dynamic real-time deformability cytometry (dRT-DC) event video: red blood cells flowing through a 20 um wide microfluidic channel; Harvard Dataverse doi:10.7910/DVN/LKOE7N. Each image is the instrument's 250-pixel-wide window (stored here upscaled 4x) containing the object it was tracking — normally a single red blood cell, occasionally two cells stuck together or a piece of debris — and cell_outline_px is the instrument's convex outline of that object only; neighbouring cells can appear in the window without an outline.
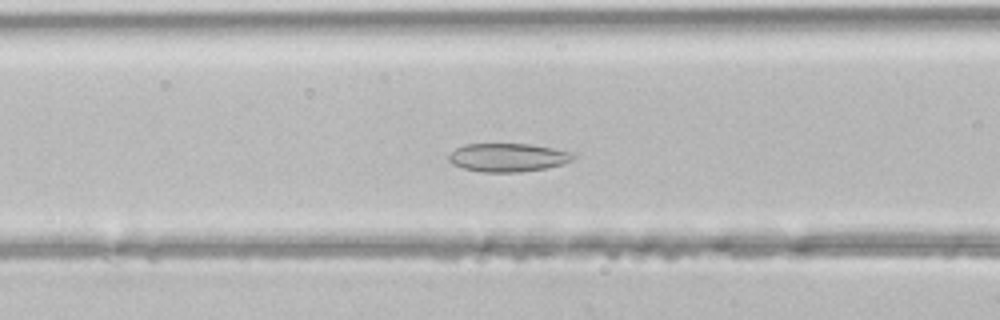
{"species": "common noctule bat (a hibernating species)", "species_latin": "Nyctalus noctula", "temperature_condition": "room temperature", "stored_images_in_passage": 46, "segment_of_instrument_passage": [1, 2], "camera_frame_rate_fps": 3000, "um_per_image_px": 0.085, "animal": {"sex": "male", "body_mass_g": 21.5, "forearm_length_mm": 52.0}, "frame": {"image": 1, "passage_image": 18, "time_ms": 5.667, "image_size_px": [1000, 320], "cell_outline_px": [[576, 156], [572, 160], [564, 164], [544, 168], [520, 172], [480, 172], [464, 168], [452, 164], [448, 160], [448, 156], [456, 148], [464, 144], [532, 144], [572, 152]], "centroid_in_image_um": [43.17, 13.38], "position_along_channel_um": 123.4, "area_um2": 20.63}}
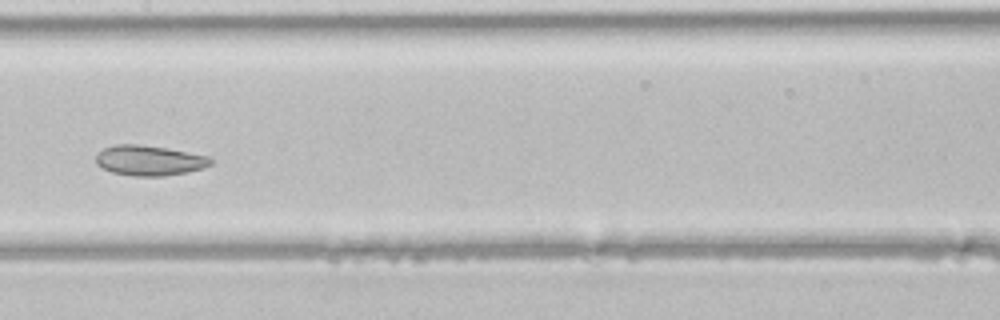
{"frame": {"image": 2, "passage_image": 23, "time_ms": 7.333, "image_size_px": [1000, 320], "cell_outline_px": [[212, 164], [204, 168], [188, 172], [164, 176], [132, 176], [112, 172], [96, 164], [96, 152], [104, 148], [116, 144], [136, 144], [164, 148], [208, 156], [212, 160]], "centroid_in_image_um": [12.67, 13.65], "position_along_channel_um": 194.7, "area_um2": 20.11}}
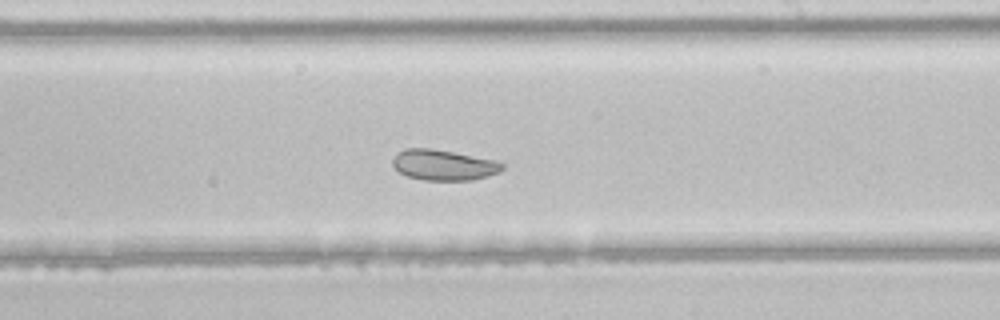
{"frame": {"image": 3, "passage_image": 27, "time_ms": 8.667, "image_size_px": [1000, 320], "cell_outline_px": [[504, 168], [500, 172], [472, 180], [424, 180], [408, 176], [400, 172], [392, 164], [392, 160], [396, 152], [404, 148], [432, 148], [496, 160], [504, 164]], "centroid_in_image_um": [37.7, 14.01], "position_along_channel_um": 251.3, "area_um2": 19.59}}